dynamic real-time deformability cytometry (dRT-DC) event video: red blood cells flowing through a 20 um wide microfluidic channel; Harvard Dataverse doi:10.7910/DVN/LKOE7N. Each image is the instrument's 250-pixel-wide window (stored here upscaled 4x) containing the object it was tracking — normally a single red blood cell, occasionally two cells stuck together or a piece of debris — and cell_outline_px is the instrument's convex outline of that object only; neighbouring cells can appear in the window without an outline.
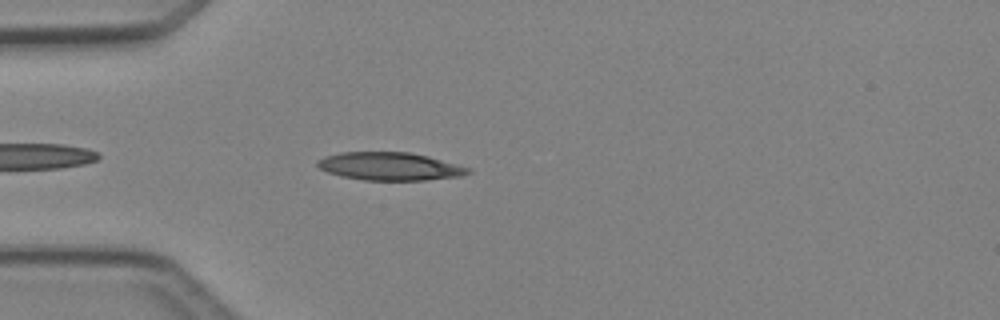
{"species": "Egyptian fruit bat (a non-hibernating species)", "species_latin": "Rousettus aegyptiacus", "temperature_condition": "cold", "stored_images_in_passage": 4, "camera_frame_rate_fps": 3000, "um_per_image_px": 0.085, "animal": {"sex": "female"}, "frame": {"image": 1, "passage_image": 4, "time_ms": 3.667, "image_size_px": [1000, 320], "cell_outline_px": [[472, 172], [460, 176], [424, 180], [364, 180], [340, 176], [328, 172], [320, 168], [316, 164], [316, 160], [324, 156], [340, 152], [408, 152], [428, 156], [472, 168]], "centroid_in_image_um": [33.12, 14.13], "position_along_channel_um": 51.9, "area_um2": 24.62}}